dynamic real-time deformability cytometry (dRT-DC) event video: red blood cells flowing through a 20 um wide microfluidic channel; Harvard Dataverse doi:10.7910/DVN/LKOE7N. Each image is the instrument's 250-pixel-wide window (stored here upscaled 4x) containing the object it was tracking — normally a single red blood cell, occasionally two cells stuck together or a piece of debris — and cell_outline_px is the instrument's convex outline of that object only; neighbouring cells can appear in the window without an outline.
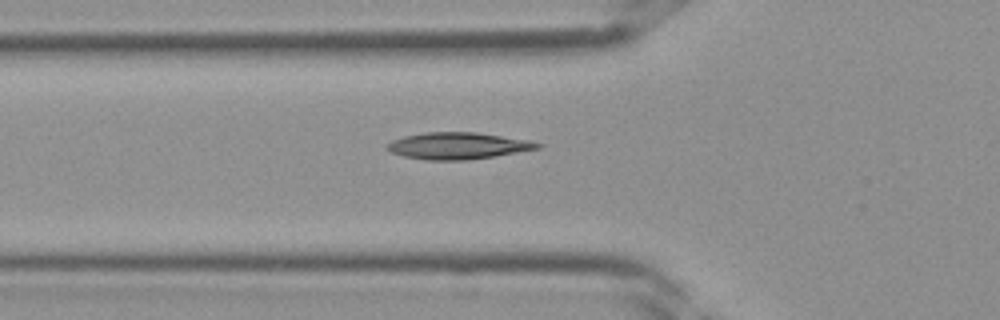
{"species": "Egyptian fruit bat (a non-hibernating species)", "species_latin": "Rousettus aegyptiacus", "temperature_condition": "room temperature", "stored_images_in_passage": 26, "camera_frame_rate_fps": 3000, "um_per_image_px": 0.085, "frame": {"image": 1, "passage_image": 2, "time_ms": 0.333, "image_size_px": [1000, 320], "cell_outline_px": [[544, 144], [540, 148], [496, 156], [468, 160], [428, 160], [404, 156], [392, 152], [388, 148], [388, 144], [392, 140], [404, 136], [424, 132], [476, 132], [528, 140]], "centroid_in_image_um": [38.96, 12.39], "position_along_channel_um": 86.8, "area_um2": 23.29}}
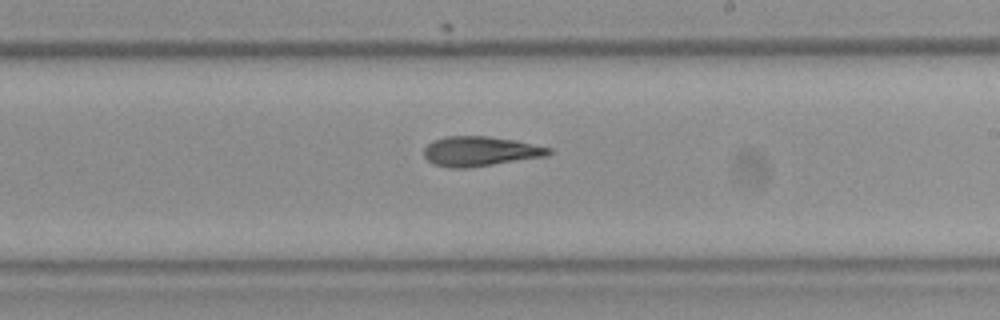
{"frame": {"image": 2, "passage_image": 11, "time_ms": 3.333, "image_size_px": [1000, 320], "cell_outline_px": [[552, 152], [548, 156], [468, 168], [448, 168], [432, 164], [424, 156], [424, 148], [432, 140], [448, 136], [488, 136], [516, 140], [552, 148]], "centroid_in_image_um": [40.82, 12.86], "position_along_channel_um": 248.2, "area_um2": 21.85}}
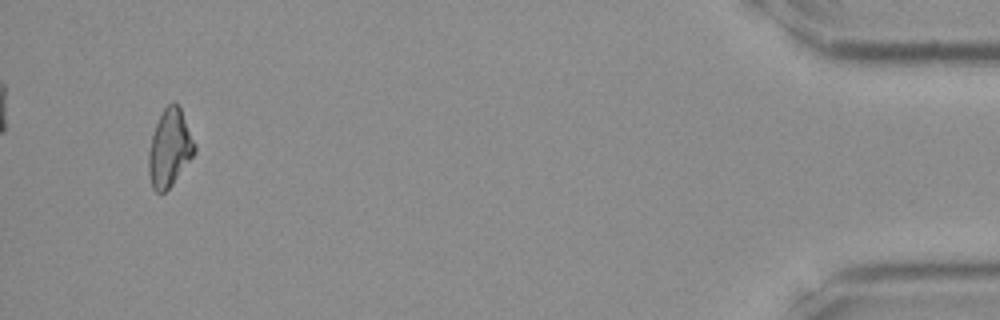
{"frame": {"image": 3, "passage_image": 25, "time_ms": 8.0, "image_size_px": [1000, 320], "cell_outline_px": [[196, 152], [172, 184], [164, 192], [156, 192], [152, 188], [148, 172], [148, 152], [152, 136], [156, 124], [164, 108], [168, 104], [176, 104], [180, 108], [196, 144]], "centroid_in_image_um": [14.41, 12.61], "position_along_channel_um": 420.8, "area_um2": 20.46}}